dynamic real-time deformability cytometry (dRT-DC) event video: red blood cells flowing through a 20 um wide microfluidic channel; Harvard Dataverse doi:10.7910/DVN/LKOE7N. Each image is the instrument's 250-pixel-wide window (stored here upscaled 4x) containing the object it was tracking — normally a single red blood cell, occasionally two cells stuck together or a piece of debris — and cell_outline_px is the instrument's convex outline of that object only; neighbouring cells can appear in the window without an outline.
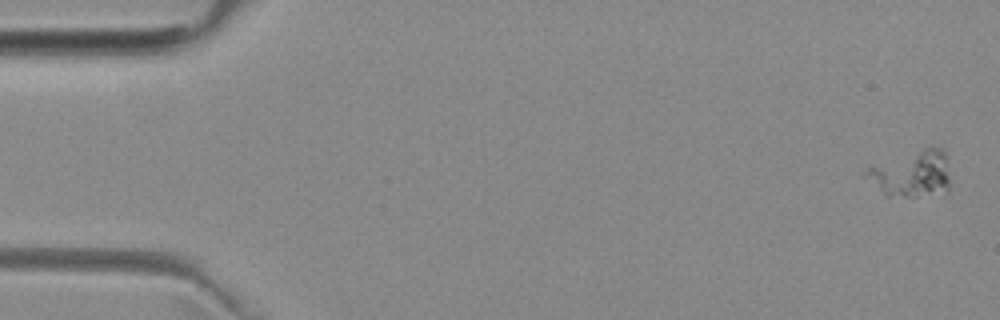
{"species": "common noctule bat (a hibernating species)", "species_latin": "Nyctalus noctula", "temperature_condition": "room temperature", "stored_images_in_passage": 5, "camera_frame_rate_fps": 3000, "um_per_image_px": 0.085, "animal": {"sex": "female", "body_mass_g": 29.2, "forearm_length_mm": 56.3}, "frame": {"image": 1, "passage_image": 1, "time_ms": 0.0, "image_size_px": [1000, 320], "cell_outline_px": [[948, 192], [916, 196], [884, 196], [860, 176], [868, 168], [928, 148], [944, 148], [948, 152]], "centroid_in_image_um": [77.48, 14.82], "position_along_channel_um": 7.5, "area_um2": 22.54}}